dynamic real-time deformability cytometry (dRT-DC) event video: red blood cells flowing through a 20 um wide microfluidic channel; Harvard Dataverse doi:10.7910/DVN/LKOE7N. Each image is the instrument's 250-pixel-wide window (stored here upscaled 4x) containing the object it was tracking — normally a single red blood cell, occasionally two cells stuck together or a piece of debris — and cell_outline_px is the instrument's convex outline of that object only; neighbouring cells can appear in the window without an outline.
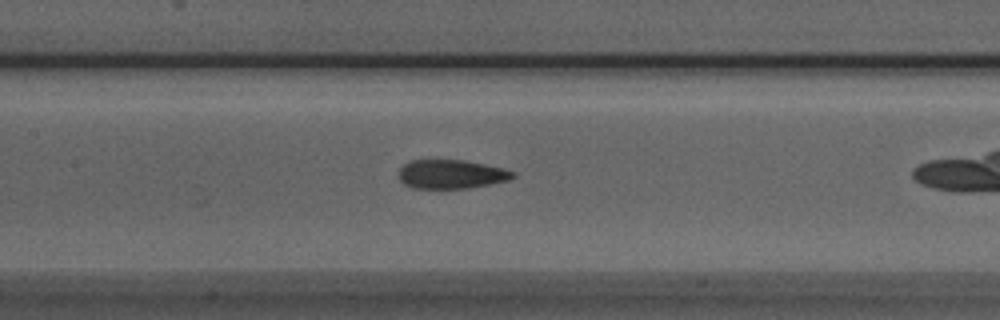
{"species": "Egyptian fruit bat (a non-hibernating species)", "species_latin": "Rousettus aegyptiacus", "temperature_condition": "room temperature", "stored_images_in_passage": 16, "camera_frame_rate_fps": 3000, "um_per_image_px": 0.085, "animal": {"sex": "male"}, "frame": {"image": 1, "passage_image": 12, "time_ms": 3.667, "image_size_px": [1000, 320], "cell_outline_px": [[516, 176], [508, 180], [492, 184], [468, 188], [412, 188], [404, 184], [400, 180], [396, 172], [404, 164], [412, 160], [464, 160], [504, 168], [516, 172]], "centroid_in_image_um": [38.35, 14.81], "position_along_channel_um": 169.0, "area_um2": 19.42}}